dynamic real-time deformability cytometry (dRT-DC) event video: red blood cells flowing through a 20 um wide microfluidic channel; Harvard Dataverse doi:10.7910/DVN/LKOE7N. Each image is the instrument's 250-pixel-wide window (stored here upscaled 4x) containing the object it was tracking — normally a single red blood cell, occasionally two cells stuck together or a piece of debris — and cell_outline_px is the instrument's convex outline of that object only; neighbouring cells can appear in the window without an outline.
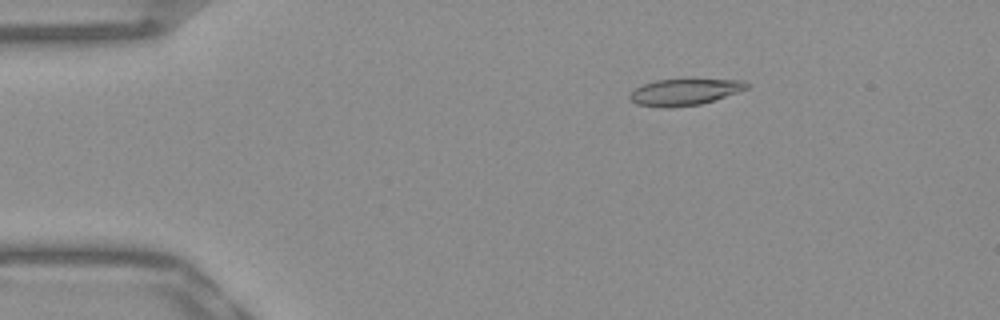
{"species": "Egyptian fruit bat (a non-hibernating species)", "species_latin": "Rousettus aegyptiacus", "temperature_condition": "warm", "stored_images_in_passage": 44, "camera_frame_rate_fps": 3000, "um_per_image_px": 0.085, "frame": {"image": 1, "passage_image": 1, "time_ms": 0.0, "image_size_px": [1000, 320], "cell_outline_px": [[748, 88], [700, 104], [664, 108], [636, 104], [628, 96], [636, 88], [644, 84], [656, 80], [744, 80], [748, 84]], "centroid_in_image_um": [58.14, 7.83], "position_along_channel_um": 26.9, "area_um2": 17.46}}
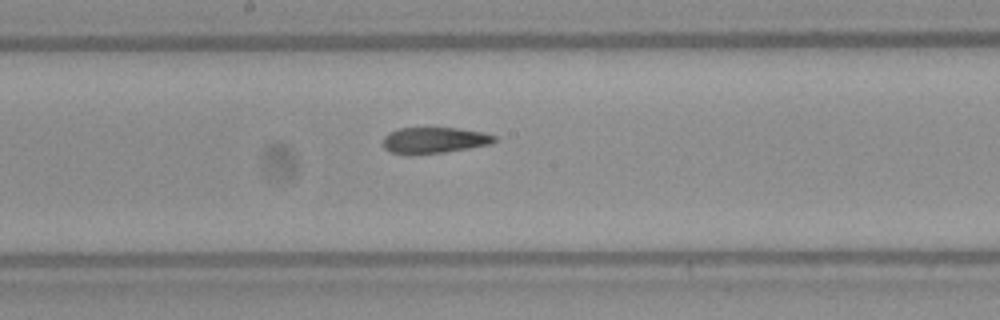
{"frame": {"image": 2, "passage_image": 20, "time_ms": 6.333, "image_size_px": [1000, 320], "cell_outline_px": [[496, 140], [492, 144], [444, 152], [412, 156], [388, 152], [384, 148], [384, 136], [388, 132], [396, 128], [456, 128], [484, 132], [496, 136]], "centroid_in_image_um": [36.87, 11.93], "position_along_channel_um": 211.3, "area_um2": 17.28}}
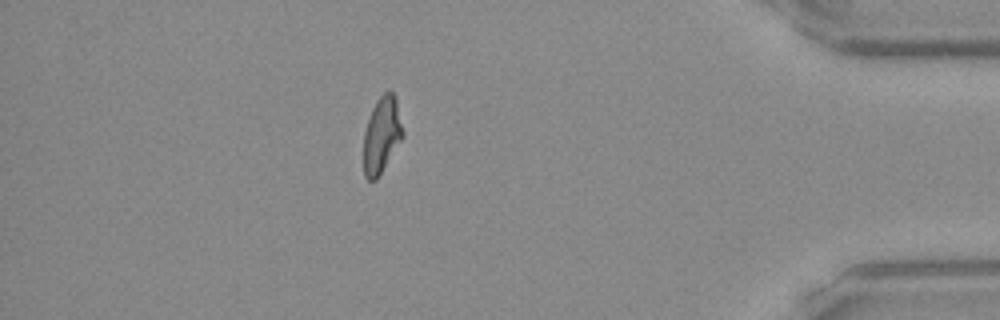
{"frame": {"image": 3, "passage_image": 38, "time_ms": 12.333, "image_size_px": [1000, 320], "cell_outline_px": [[404, 136], [376, 180], [368, 180], [364, 176], [364, 132], [372, 108], [376, 100], [388, 88], [392, 92], [396, 100], [404, 132]], "centroid_in_image_um": [32.45, 11.45], "position_along_channel_um": 402.8, "area_um2": 17.34}, "authors_computed_cell_mechanics": {"area_um2": 17.6868, "velocity_mm_per_s": 3.9167, "shape_relaxation_time_tau1_ms": 8.3409, "shape_relaxation_time_tau2_ms": 1.4539, "deformation_change_tau1": 0.2592, "deformation_change_tau2": 0.0912}}